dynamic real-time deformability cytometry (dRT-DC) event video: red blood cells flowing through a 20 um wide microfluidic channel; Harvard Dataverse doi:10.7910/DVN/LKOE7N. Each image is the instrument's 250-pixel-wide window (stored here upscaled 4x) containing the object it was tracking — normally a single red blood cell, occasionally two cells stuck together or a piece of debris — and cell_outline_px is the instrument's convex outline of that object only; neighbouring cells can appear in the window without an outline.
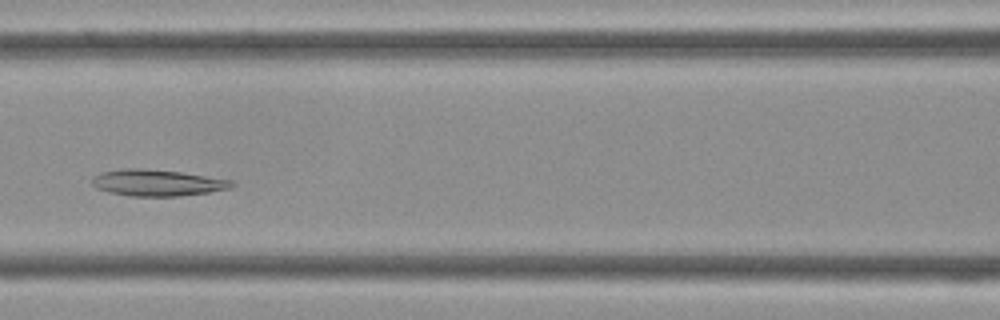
{"species": "Egyptian fruit bat (a non-hibernating species)", "species_latin": "Rousettus aegyptiacus", "temperature_condition": "cold", "stored_images_in_passage": 41, "camera_frame_rate_fps": 3000, "um_per_image_px": 0.085, "frame": {"image": 1, "passage_image": 16, "time_ms": 5.0, "image_size_px": [1000, 320], "cell_outline_px": [[236, 184], [232, 188], [208, 192], [180, 196], [132, 196], [108, 192], [96, 188], [92, 184], [92, 176], [104, 172], [128, 168], [136, 168], [180, 172], [232, 180]], "centroid_in_image_um": [13.38, 15.54], "position_along_channel_um": 153.2, "area_um2": 21.33}}
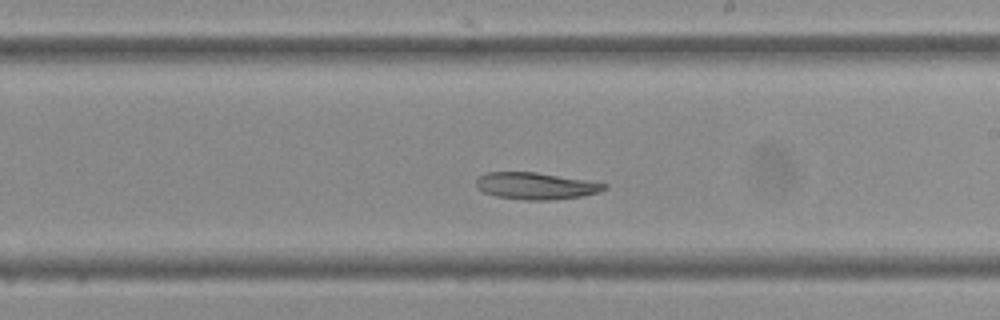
{"frame": {"image": 2, "passage_image": 22, "time_ms": 7.0, "image_size_px": [1000, 320], "cell_outline_px": [[608, 188], [600, 192], [584, 196], [548, 200], [528, 200], [496, 196], [484, 192], [476, 188], [476, 180], [484, 172], [536, 172], [608, 184]], "centroid_in_image_um": [45.54, 15.8], "position_along_channel_um": 243.5, "area_um2": 20.0}}
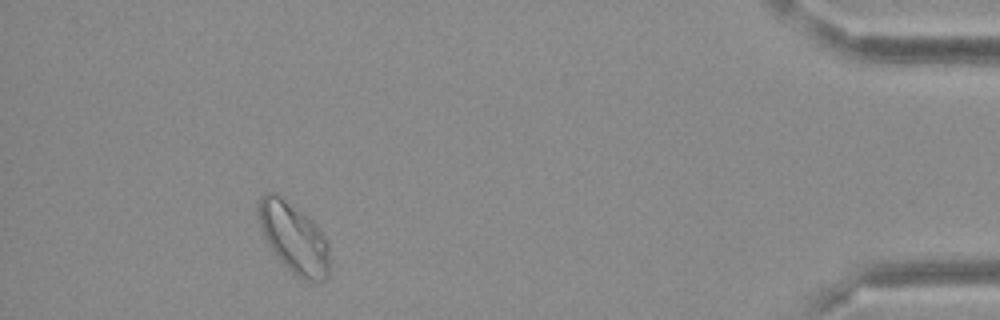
{"frame": {"image": 3, "passage_image": 37, "time_ms": 12.0, "image_size_px": [1000, 320], "cell_outline_px": [[328, 276], [324, 280], [304, 280], [292, 272], [284, 264], [268, 244], [260, 228], [260, 196], [264, 192], [272, 192], [284, 200], [312, 220], [324, 236], [328, 244]], "centroid_in_image_um": [24.98, 20.24], "position_along_channel_um": 410.2, "area_um2": 28.03}}